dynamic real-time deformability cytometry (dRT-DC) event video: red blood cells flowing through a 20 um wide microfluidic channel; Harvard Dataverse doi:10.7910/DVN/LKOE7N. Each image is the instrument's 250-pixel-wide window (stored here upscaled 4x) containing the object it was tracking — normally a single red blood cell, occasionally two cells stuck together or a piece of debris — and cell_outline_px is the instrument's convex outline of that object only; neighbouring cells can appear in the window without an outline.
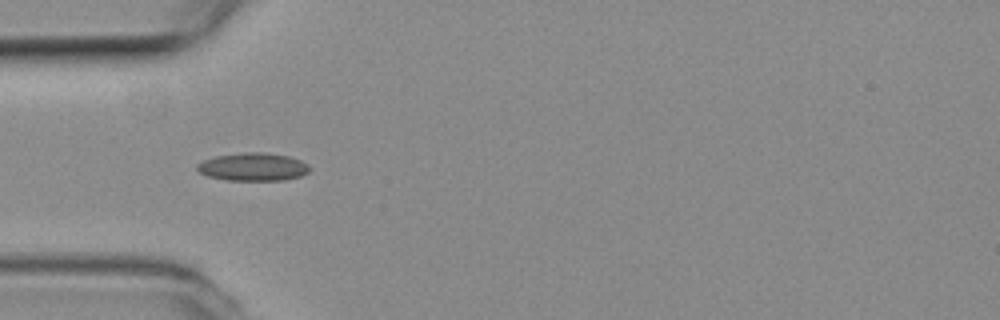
{"species": "common noctule bat (a hibernating species)", "species_latin": "Nyctalus noctula", "temperature_condition": "room temperature", "stored_images_in_passage": 10, "camera_frame_rate_fps": 3000, "um_per_image_px": 0.085, "animal": {"sex": "female", "body_mass_g": 19.3, "forearm_length_mm": 54.1}, "frame": {"image": 1, "passage_image": 4, "time_ms": 1.0, "image_size_px": [1000, 320], "cell_outline_px": [[312, 168], [308, 172], [300, 176], [284, 180], [228, 180], [208, 176], [200, 172], [196, 168], [196, 164], [204, 160], [216, 156], [248, 152], [260, 152], [288, 156], [300, 160], [308, 164]], "centroid_in_image_um": [21.53, 14.19], "position_along_channel_um": 63.5, "area_um2": 18.21}}
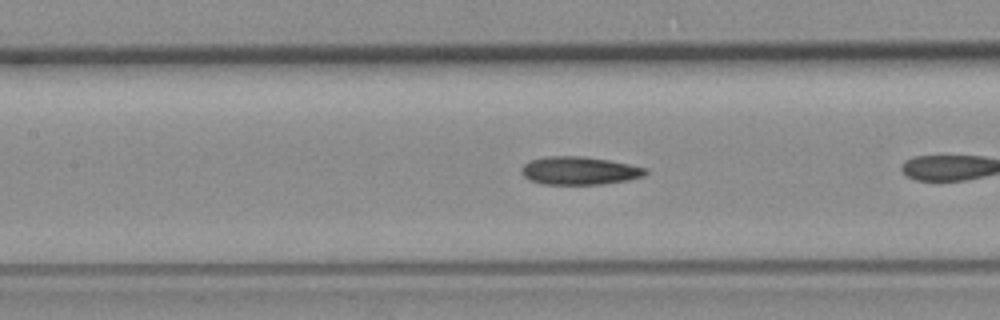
{"frame": {"image": 2, "passage_image": 9, "time_ms": 2.667, "image_size_px": [1000, 320], "cell_outline_px": [[648, 172], [644, 176], [628, 180], [604, 184], [540, 184], [528, 180], [520, 172], [520, 168], [524, 164], [532, 160], [544, 156], [584, 156], [608, 160], [648, 168]], "centroid_in_image_um": [49.23, 14.51], "position_along_channel_um": 158.2, "area_um2": 20.46}}